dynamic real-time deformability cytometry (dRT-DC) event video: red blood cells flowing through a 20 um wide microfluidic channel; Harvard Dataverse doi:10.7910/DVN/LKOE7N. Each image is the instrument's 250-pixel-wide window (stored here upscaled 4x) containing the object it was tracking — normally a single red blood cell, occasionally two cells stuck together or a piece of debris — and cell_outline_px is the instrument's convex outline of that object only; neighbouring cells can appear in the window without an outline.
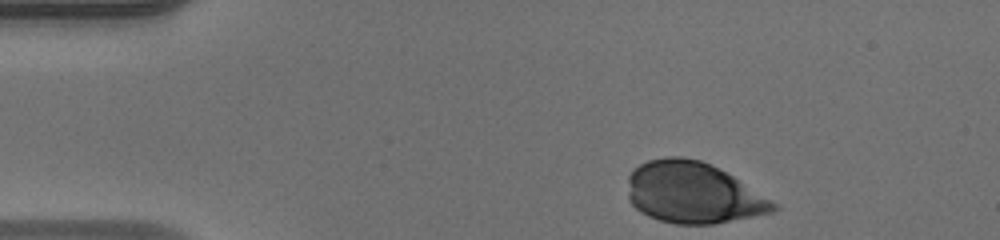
{"species": "human", "species_latin": "Homo sapiens", "temperature_condition": "warm", "stored_images_in_passage": 36, "camera_frame_rate_fps": 3000, "um_per_image_px": 0.085, "donor": {"sex": "male"}, "frame": {"image": 1, "passage_image": 1, "time_ms": 0.0, "image_size_px": [1000, 240], "cell_outline_px": [[780, 208], [772, 212], [716, 224], [676, 224], [660, 220], [648, 216], [640, 212], [628, 200], [628, 176], [640, 164], [648, 160], [664, 156], [684, 156], [700, 160], [732, 176], [780, 204]], "centroid_in_image_um": [58.9, 16.39], "position_along_channel_um": 26.1, "area_um2": 51.96}}
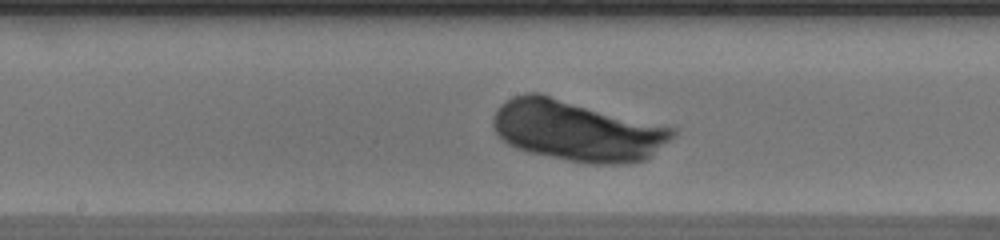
{"frame": {"image": 2, "passage_image": 19, "time_ms": 6.0, "image_size_px": [1000, 240], "cell_outline_px": [[676, 132], [648, 160], [620, 164], [588, 164], [528, 152], [516, 148], [508, 144], [492, 128], [492, 116], [496, 108], [500, 104], [512, 96], [528, 92], [536, 92], [676, 128]], "centroid_in_image_um": [49.01, 11.11], "position_along_channel_um": 199.2, "area_um2": 63.46}}
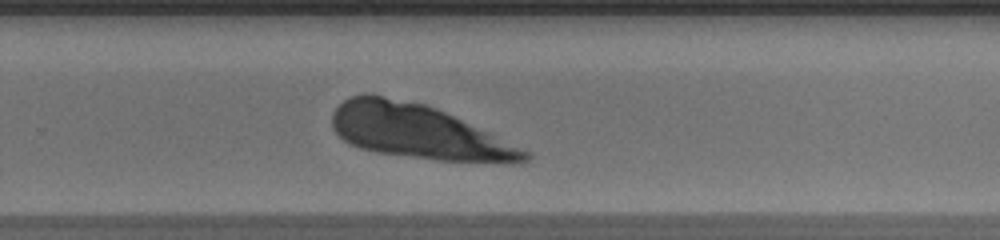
{"frame": {"image": 3, "passage_image": 26, "time_ms": 8.333, "image_size_px": [1000, 240], "cell_outline_px": [[532, 156], [528, 160], [512, 164], [436, 160], [376, 152], [360, 148], [344, 140], [332, 128], [332, 112], [344, 100], [352, 96], [364, 92], [368, 92], [424, 104], [436, 108], [528, 152]], "centroid_in_image_um": [35.5, 11.2], "position_along_channel_um": 294.3, "area_um2": 60.11}}